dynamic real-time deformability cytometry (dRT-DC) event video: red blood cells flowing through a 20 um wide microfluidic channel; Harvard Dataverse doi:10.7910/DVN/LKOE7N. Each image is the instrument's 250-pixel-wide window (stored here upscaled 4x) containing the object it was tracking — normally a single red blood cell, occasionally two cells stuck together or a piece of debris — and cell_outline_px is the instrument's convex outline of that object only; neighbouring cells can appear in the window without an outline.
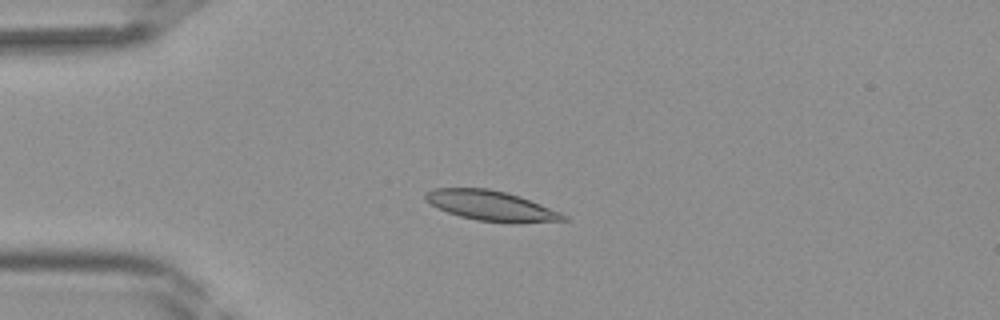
{"species": "Egyptian fruit bat (a non-hibernating species)", "species_latin": "Rousettus aegyptiacus", "temperature_condition": "room temperature", "stored_images_in_passage": 34, "camera_frame_rate_fps": 3000, "um_per_image_px": 0.085, "frame": {"image": 1, "passage_image": 3, "time_ms": 0.667, "image_size_px": [1000, 320], "cell_outline_px": [[568, 220], [516, 224], [476, 220], [460, 216], [448, 212], [424, 200], [424, 192], [432, 188], [488, 188], [508, 192], [520, 196], [560, 212], [568, 216]], "centroid_in_image_um": [41.76, 17.49], "position_along_channel_um": 43.2, "area_um2": 24.39}}
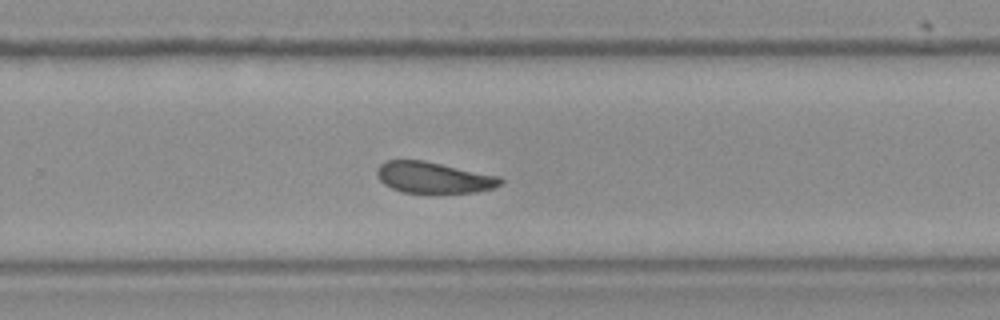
{"frame": {"image": 2, "passage_image": 20, "time_ms": 6.333, "image_size_px": [1000, 320], "cell_outline_px": [[504, 180], [500, 184], [492, 188], [476, 192], [400, 192], [384, 184], [376, 176], [376, 168], [384, 160], [424, 160], [500, 176]], "centroid_in_image_um": [36.82, 15.07], "position_along_channel_um": 293.0, "area_um2": 22.43}}
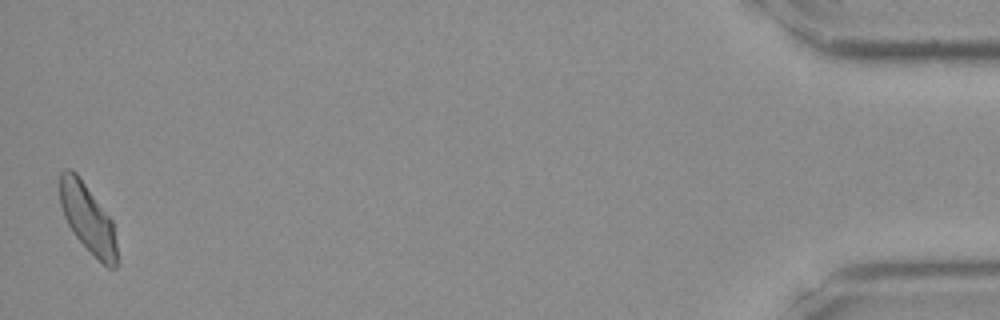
{"frame": {"image": 3, "passage_image": 34, "time_ms": 11.0, "image_size_px": [1000, 320], "cell_outline_px": [[120, 264], [116, 268], [108, 268], [76, 236], [68, 224], [64, 216], [60, 204], [60, 172], [64, 168], [68, 168], [76, 172], [112, 220]], "centroid_in_image_um": [7.48, 18.57], "position_along_channel_um": 427.7, "area_um2": 22.6}}